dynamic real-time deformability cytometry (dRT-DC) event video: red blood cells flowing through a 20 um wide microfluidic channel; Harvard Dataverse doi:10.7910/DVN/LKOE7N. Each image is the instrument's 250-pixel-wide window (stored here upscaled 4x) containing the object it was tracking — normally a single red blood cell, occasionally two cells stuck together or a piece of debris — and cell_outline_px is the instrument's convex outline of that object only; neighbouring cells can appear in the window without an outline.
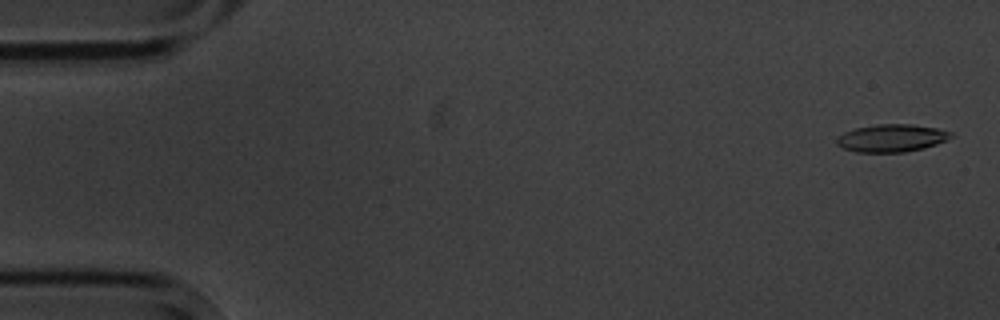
{"species": "common noctule bat (a hibernating species)", "species_latin": "Nyctalus noctula", "temperature_condition": "cold", "stored_images_in_passage": 4, "camera_frame_rate_fps": 3000, "um_per_image_px": 0.085, "animal": {"sex": "male", "body_mass_g": 20.1, "forearm_length_mm": 53.5}, "frame": {"image": 1, "passage_image": 1, "time_ms": 0.0, "image_size_px": [1000, 320], "cell_outline_px": [[952, 136], [936, 144], [924, 148], [904, 152], [856, 152], [844, 148], [836, 144], [836, 140], [844, 132], [856, 128], [876, 124], [912, 124], [936, 128], [952, 132]], "centroid_in_image_um": [75.77, 11.73], "position_along_channel_um": 9.2, "area_um2": 18.21}}